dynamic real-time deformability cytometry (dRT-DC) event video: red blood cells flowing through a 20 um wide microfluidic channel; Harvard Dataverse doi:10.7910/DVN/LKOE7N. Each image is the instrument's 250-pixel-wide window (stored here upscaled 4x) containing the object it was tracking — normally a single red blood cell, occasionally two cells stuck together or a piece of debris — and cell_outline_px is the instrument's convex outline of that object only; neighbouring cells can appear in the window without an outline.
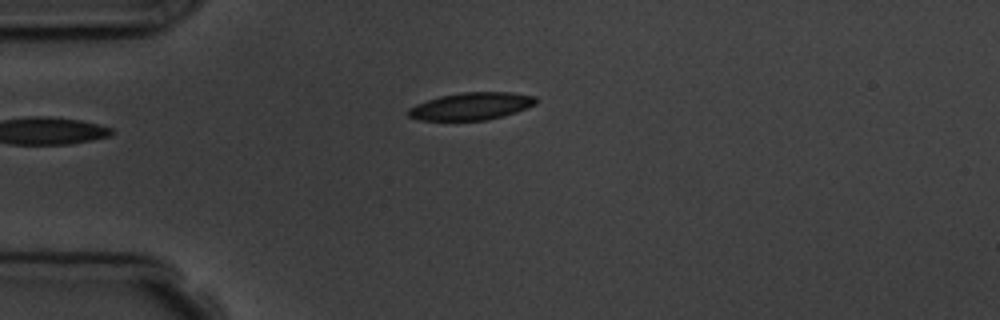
{"species": "common noctule bat (a hibernating species)", "species_latin": "Nyctalus noctula", "temperature_condition": "room temperature", "stored_images_in_passage": 5, "camera_frame_rate_fps": 3000, "um_per_image_px": 0.085, "animal": {"sex": "male", "body_mass_g": 19.5, "forearm_length_mm": 54.6}, "frame": {"image": 1, "passage_image": 5, "time_ms": 4.333, "image_size_px": [1000, 320], "cell_outline_px": [[540, 100], [536, 104], [516, 112], [484, 120], [420, 120], [408, 116], [408, 108], [416, 104], [440, 96], [460, 92], [512, 92], [536, 96]], "centroid_in_image_um": [40.09, 9.01], "position_along_channel_um": 44.9, "area_um2": 20.35}}